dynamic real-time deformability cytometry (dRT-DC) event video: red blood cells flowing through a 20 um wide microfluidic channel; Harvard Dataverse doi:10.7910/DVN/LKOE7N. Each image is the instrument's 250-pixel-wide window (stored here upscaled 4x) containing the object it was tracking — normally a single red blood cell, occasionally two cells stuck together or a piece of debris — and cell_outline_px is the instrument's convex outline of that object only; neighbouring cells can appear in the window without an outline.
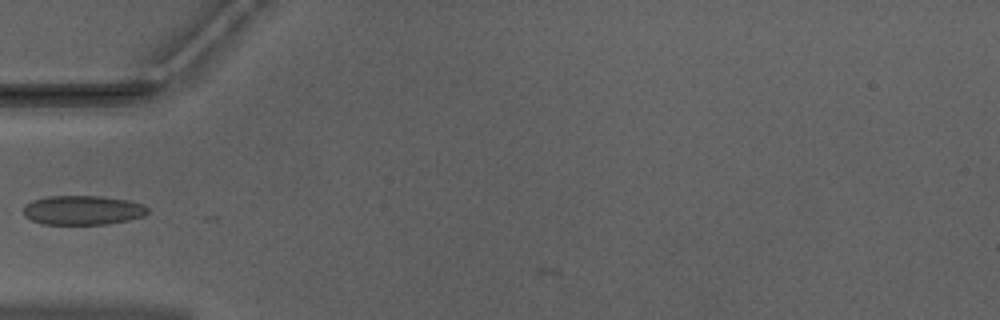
{"species": "Egyptian fruit bat (a non-hibernating species)", "species_latin": "Rousettus aegyptiacus", "temperature_condition": "warm", "stored_images_in_passage": 4, "camera_frame_rate_fps": 3000, "um_per_image_px": 0.085, "animal": {"sex": "male"}, "frame": {"image": 1, "passage_image": 2, "time_ms": 0.333, "image_size_px": [1000, 320], "cell_outline_px": [[148, 212], [144, 216], [128, 220], [108, 224], [44, 224], [32, 220], [24, 216], [24, 208], [32, 200], [48, 196], [100, 196], [128, 200], [144, 204], [148, 208]], "centroid_in_image_um": [7.06, 17.86], "position_along_channel_um": 77.9, "area_um2": 21.21}}